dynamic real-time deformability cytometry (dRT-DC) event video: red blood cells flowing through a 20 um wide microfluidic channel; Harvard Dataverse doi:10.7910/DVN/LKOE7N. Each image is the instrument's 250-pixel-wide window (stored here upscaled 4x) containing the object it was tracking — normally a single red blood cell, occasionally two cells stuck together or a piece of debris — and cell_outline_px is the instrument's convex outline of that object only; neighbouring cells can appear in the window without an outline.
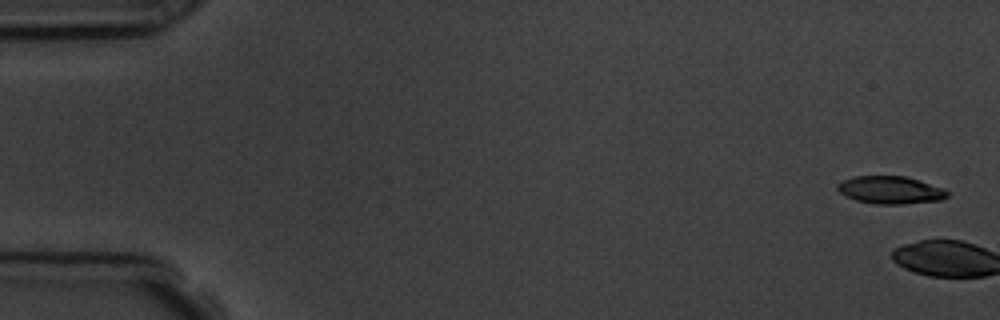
{"species": "common noctule bat (a hibernating species)", "species_latin": "Nyctalus noctula", "temperature_condition": "room temperature", "stored_images_in_passage": 6, "camera_frame_rate_fps": 3000, "um_per_image_px": 0.085, "animal": {"sex": "male", "body_mass_g": 19.5, "forearm_length_mm": 54.6}, "frame": {"image": 1, "passage_image": 1, "time_ms": 0.0, "image_size_px": [1000, 320], "cell_outline_px": [[948, 196], [940, 200], [900, 204], [872, 204], [856, 200], [840, 192], [836, 188], [836, 184], [852, 176], [904, 176], [920, 180], [944, 188], [948, 192]], "centroid_in_image_um": [75.68, 16.14], "position_along_channel_um": 9.3, "area_um2": 17.69}}
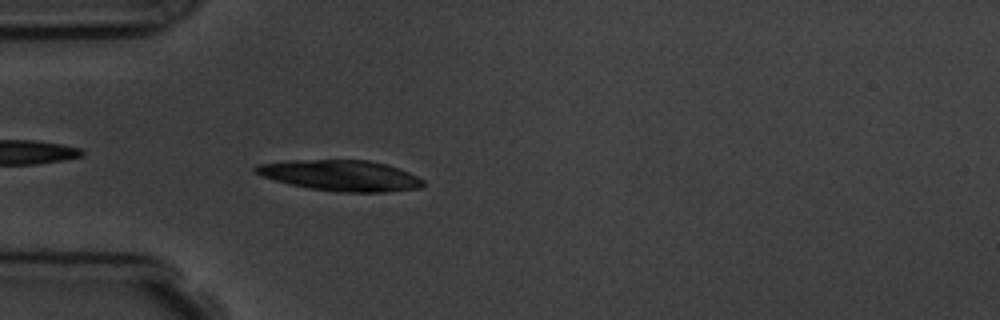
{"frame": {"image": 2, "passage_image": 6, "time_ms": 5.667, "image_size_px": [1000, 320], "cell_outline_px": [[424, 184], [420, 188], [384, 192], [336, 192], [308, 188], [260, 176], [252, 172], [252, 168], [256, 164], [288, 160], [368, 160], [388, 164], [408, 172], [424, 180]], "centroid_in_image_um": [28.91, 14.91], "position_along_channel_um": 56.1, "area_um2": 30.23}}